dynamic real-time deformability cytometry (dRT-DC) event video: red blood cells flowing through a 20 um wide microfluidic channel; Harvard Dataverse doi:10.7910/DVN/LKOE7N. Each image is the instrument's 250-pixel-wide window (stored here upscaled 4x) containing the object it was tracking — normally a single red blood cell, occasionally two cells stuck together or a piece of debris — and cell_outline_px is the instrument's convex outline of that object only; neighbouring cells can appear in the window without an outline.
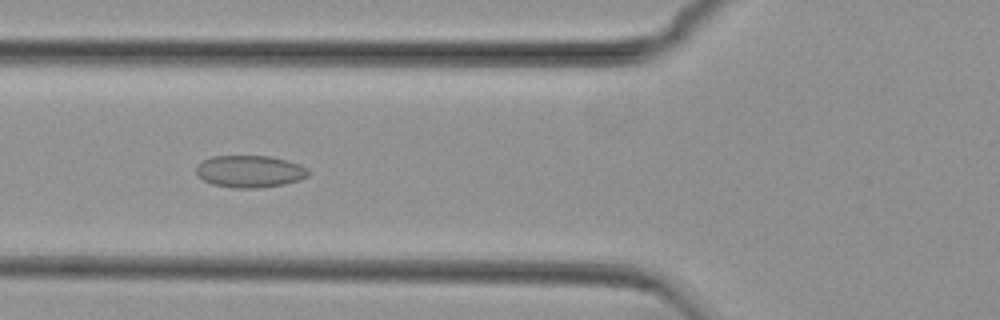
{"species": "common noctule bat (a hibernating species)", "species_latin": "Nyctalus noctula", "temperature_condition": "cold", "stored_images_in_passage": 40, "camera_frame_rate_fps": 3000, "um_per_image_px": 0.085, "animal": {"sex": "female", "body_mass_g": 29.2, "forearm_length_mm": 56.3}, "frame": {"image": 1, "passage_image": 6, "time_ms": 1.667, "image_size_px": [1000, 320], "cell_outline_px": [[308, 176], [300, 180], [284, 184], [256, 188], [232, 188], [212, 184], [196, 176], [196, 164], [212, 156], [268, 156], [288, 160], [308, 168]], "centroid_in_image_um": [21.21, 14.57], "position_along_channel_um": 104.6, "area_um2": 21.1}}
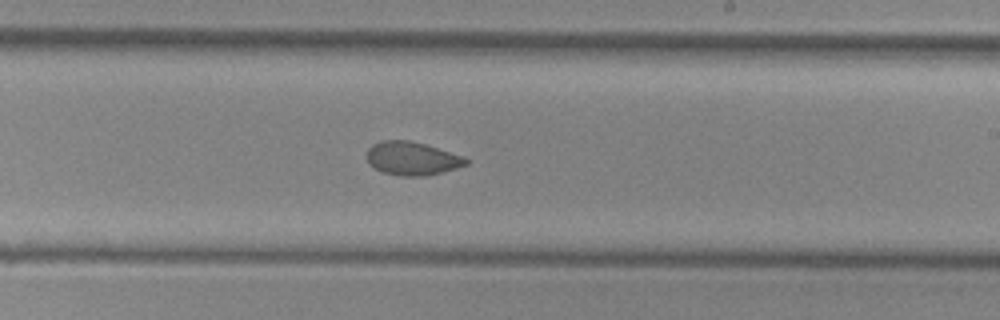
{"frame": {"image": 2, "passage_image": 18, "time_ms": 5.667, "image_size_px": [1000, 320], "cell_outline_px": [[468, 164], [456, 168], [428, 176], [400, 176], [384, 172], [368, 164], [368, 148], [372, 144], [380, 140], [408, 140], [424, 144], [464, 156], [468, 160]], "centroid_in_image_um": [35.03, 13.47], "position_along_channel_um": 254.0, "area_um2": 19.25}}
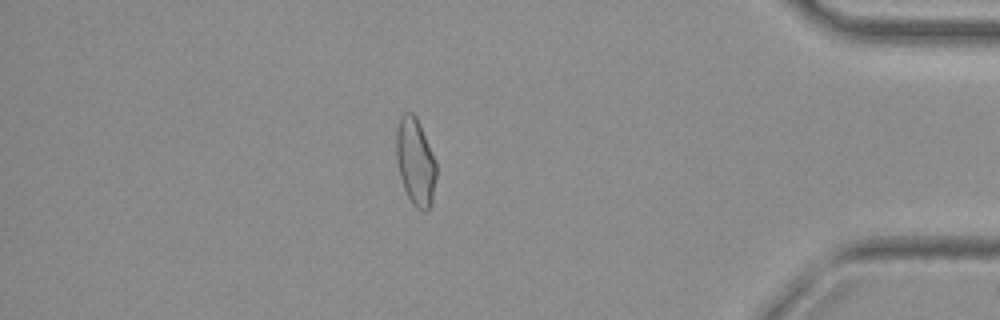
{"frame": {"image": 3, "passage_image": 33, "time_ms": 10.667, "image_size_px": [1000, 320], "cell_outline_px": [[436, 176], [432, 204], [428, 212], [424, 212], [416, 208], [412, 204], [404, 188], [400, 176], [396, 160], [396, 132], [400, 116], [404, 112], [412, 112], [416, 116], [420, 124], [436, 160]], "centroid_in_image_um": [35.32, 13.77], "position_along_channel_um": 399.9, "area_um2": 20.63}, "authors_computed_cell_mechanics": {"area_um2": 20.1433, "velocity_mm_per_s": 3.7291, "shape_relaxation_time_tau1_ms": null, "shape_relaxation_time_tau2_ms": 2.5487, "deformation_change_tau1": null, "deformation_change_tau2": 0.059}}